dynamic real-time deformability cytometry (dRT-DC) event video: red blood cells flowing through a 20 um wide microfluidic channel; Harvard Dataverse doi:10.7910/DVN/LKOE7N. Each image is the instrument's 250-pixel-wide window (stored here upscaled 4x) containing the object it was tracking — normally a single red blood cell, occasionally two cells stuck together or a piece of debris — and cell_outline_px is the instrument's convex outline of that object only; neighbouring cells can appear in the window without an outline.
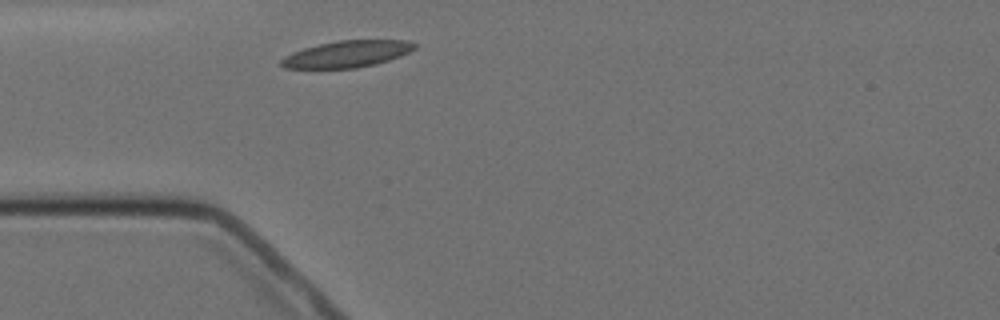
{"species": "Egyptian fruit bat (a non-hibernating species)", "species_latin": "Rousettus aegyptiacus", "temperature_condition": "cold", "stored_images_in_passage": 1, "camera_frame_rate_fps": 3000, "um_per_image_px": 0.085, "animal": {"sex": "female"}, "frame": {"image": 1, "passage_image": 1, "time_ms": 0.0, "image_size_px": [1000, 320], "cell_outline_px": [[416, 48], [400, 56], [388, 60], [356, 68], [284, 68], [280, 64], [280, 60], [284, 56], [292, 52], [304, 48], [320, 44], [340, 40], [408, 40], [416, 44]], "centroid_in_image_um": [29.48, 4.59], "position_along_channel_um": 55.5, "area_um2": 20.52}}